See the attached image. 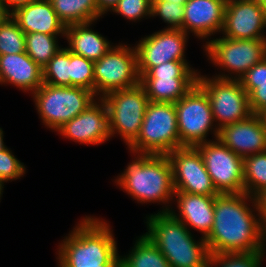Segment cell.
Instances as JSON below:
<instances>
[{
    "label": "cell",
    "mask_w": 266,
    "mask_h": 267,
    "mask_svg": "<svg viewBox=\"0 0 266 267\" xmlns=\"http://www.w3.org/2000/svg\"><path fill=\"white\" fill-rule=\"evenodd\" d=\"M205 241L210 255L266 251V233L256 197L245 192L218 194L213 227Z\"/></svg>",
    "instance_id": "6da1fadb"
},
{
    "label": "cell",
    "mask_w": 266,
    "mask_h": 267,
    "mask_svg": "<svg viewBox=\"0 0 266 267\" xmlns=\"http://www.w3.org/2000/svg\"><path fill=\"white\" fill-rule=\"evenodd\" d=\"M132 154L134 159L117 176L116 185L138 203H163L158 212H169L175 189L167 155Z\"/></svg>",
    "instance_id": "7a4b0ae2"
},
{
    "label": "cell",
    "mask_w": 266,
    "mask_h": 267,
    "mask_svg": "<svg viewBox=\"0 0 266 267\" xmlns=\"http://www.w3.org/2000/svg\"><path fill=\"white\" fill-rule=\"evenodd\" d=\"M59 243L58 267H101L117 253V241L110 224L95 216H85Z\"/></svg>",
    "instance_id": "3957f363"
},
{
    "label": "cell",
    "mask_w": 266,
    "mask_h": 267,
    "mask_svg": "<svg viewBox=\"0 0 266 267\" xmlns=\"http://www.w3.org/2000/svg\"><path fill=\"white\" fill-rule=\"evenodd\" d=\"M147 216L145 235L172 267H207L210 253L204 238L196 241L191 230L170 212Z\"/></svg>",
    "instance_id": "277c9868"
},
{
    "label": "cell",
    "mask_w": 266,
    "mask_h": 267,
    "mask_svg": "<svg viewBox=\"0 0 266 267\" xmlns=\"http://www.w3.org/2000/svg\"><path fill=\"white\" fill-rule=\"evenodd\" d=\"M127 148L130 153L152 155L181 148L175 104L149 101L139 135Z\"/></svg>",
    "instance_id": "5b68a950"
},
{
    "label": "cell",
    "mask_w": 266,
    "mask_h": 267,
    "mask_svg": "<svg viewBox=\"0 0 266 267\" xmlns=\"http://www.w3.org/2000/svg\"><path fill=\"white\" fill-rule=\"evenodd\" d=\"M32 97L43 125L54 132L98 99L93 91L83 87L52 86L46 83Z\"/></svg>",
    "instance_id": "8992f818"
},
{
    "label": "cell",
    "mask_w": 266,
    "mask_h": 267,
    "mask_svg": "<svg viewBox=\"0 0 266 267\" xmlns=\"http://www.w3.org/2000/svg\"><path fill=\"white\" fill-rule=\"evenodd\" d=\"M211 63L220 68L214 77L240 80L255 64L266 57V39H231L224 36L203 43ZM223 70L224 72L221 73ZM225 72H227L225 74Z\"/></svg>",
    "instance_id": "52a82bcc"
},
{
    "label": "cell",
    "mask_w": 266,
    "mask_h": 267,
    "mask_svg": "<svg viewBox=\"0 0 266 267\" xmlns=\"http://www.w3.org/2000/svg\"><path fill=\"white\" fill-rule=\"evenodd\" d=\"M174 104L181 148L211 141L206 139L209 132L213 133L214 140L218 139L219 129L214 125L208 96L197 84Z\"/></svg>",
    "instance_id": "ba28073f"
},
{
    "label": "cell",
    "mask_w": 266,
    "mask_h": 267,
    "mask_svg": "<svg viewBox=\"0 0 266 267\" xmlns=\"http://www.w3.org/2000/svg\"><path fill=\"white\" fill-rule=\"evenodd\" d=\"M102 100L109 114L111 138L119 134L127 147L138 137L149 103L141 84L108 93Z\"/></svg>",
    "instance_id": "9c48e42d"
},
{
    "label": "cell",
    "mask_w": 266,
    "mask_h": 267,
    "mask_svg": "<svg viewBox=\"0 0 266 267\" xmlns=\"http://www.w3.org/2000/svg\"><path fill=\"white\" fill-rule=\"evenodd\" d=\"M94 94L102 98L110 92L140 84L135 47L119 43L94 61Z\"/></svg>",
    "instance_id": "30bf717a"
},
{
    "label": "cell",
    "mask_w": 266,
    "mask_h": 267,
    "mask_svg": "<svg viewBox=\"0 0 266 267\" xmlns=\"http://www.w3.org/2000/svg\"><path fill=\"white\" fill-rule=\"evenodd\" d=\"M196 84L208 96L218 129L252 115L248 94L242 88L239 80L209 77L201 75L199 72Z\"/></svg>",
    "instance_id": "8fae6325"
},
{
    "label": "cell",
    "mask_w": 266,
    "mask_h": 267,
    "mask_svg": "<svg viewBox=\"0 0 266 267\" xmlns=\"http://www.w3.org/2000/svg\"><path fill=\"white\" fill-rule=\"evenodd\" d=\"M188 61H168L140 76L149 101L175 103L197 82L199 71Z\"/></svg>",
    "instance_id": "7c38bea8"
},
{
    "label": "cell",
    "mask_w": 266,
    "mask_h": 267,
    "mask_svg": "<svg viewBox=\"0 0 266 267\" xmlns=\"http://www.w3.org/2000/svg\"><path fill=\"white\" fill-rule=\"evenodd\" d=\"M200 152L206 170L219 194L244 192L243 158L235 154L219 139L201 143Z\"/></svg>",
    "instance_id": "4fadbf2b"
},
{
    "label": "cell",
    "mask_w": 266,
    "mask_h": 267,
    "mask_svg": "<svg viewBox=\"0 0 266 267\" xmlns=\"http://www.w3.org/2000/svg\"><path fill=\"white\" fill-rule=\"evenodd\" d=\"M189 35L181 29H162L135 44L138 72L141 76L152 67L168 61H187L185 49Z\"/></svg>",
    "instance_id": "5bb4252c"
},
{
    "label": "cell",
    "mask_w": 266,
    "mask_h": 267,
    "mask_svg": "<svg viewBox=\"0 0 266 267\" xmlns=\"http://www.w3.org/2000/svg\"><path fill=\"white\" fill-rule=\"evenodd\" d=\"M172 167L175 192L217 196L200 152L195 147H182L167 154Z\"/></svg>",
    "instance_id": "9a60e30c"
},
{
    "label": "cell",
    "mask_w": 266,
    "mask_h": 267,
    "mask_svg": "<svg viewBox=\"0 0 266 267\" xmlns=\"http://www.w3.org/2000/svg\"><path fill=\"white\" fill-rule=\"evenodd\" d=\"M265 8L253 0H227L222 35L231 39H266Z\"/></svg>",
    "instance_id": "2e32d148"
},
{
    "label": "cell",
    "mask_w": 266,
    "mask_h": 267,
    "mask_svg": "<svg viewBox=\"0 0 266 267\" xmlns=\"http://www.w3.org/2000/svg\"><path fill=\"white\" fill-rule=\"evenodd\" d=\"M59 135L79 144L98 145L111 138L109 114L105 102L98 98L85 111L66 122Z\"/></svg>",
    "instance_id": "e0dca14e"
},
{
    "label": "cell",
    "mask_w": 266,
    "mask_h": 267,
    "mask_svg": "<svg viewBox=\"0 0 266 267\" xmlns=\"http://www.w3.org/2000/svg\"><path fill=\"white\" fill-rule=\"evenodd\" d=\"M227 0H188L184 4L182 30L209 42V37L221 33Z\"/></svg>",
    "instance_id": "ac0fdd59"
},
{
    "label": "cell",
    "mask_w": 266,
    "mask_h": 267,
    "mask_svg": "<svg viewBox=\"0 0 266 267\" xmlns=\"http://www.w3.org/2000/svg\"><path fill=\"white\" fill-rule=\"evenodd\" d=\"M218 139L242 158L266 151V130L257 114L223 126Z\"/></svg>",
    "instance_id": "d6986e66"
},
{
    "label": "cell",
    "mask_w": 266,
    "mask_h": 267,
    "mask_svg": "<svg viewBox=\"0 0 266 267\" xmlns=\"http://www.w3.org/2000/svg\"><path fill=\"white\" fill-rule=\"evenodd\" d=\"M178 212L174 209L169 212L177 219L182 221L189 230H197L206 238L214 223V204L216 196H205L184 192H175ZM190 227L192 229H190Z\"/></svg>",
    "instance_id": "ffe728a7"
},
{
    "label": "cell",
    "mask_w": 266,
    "mask_h": 267,
    "mask_svg": "<svg viewBox=\"0 0 266 267\" xmlns=\"http://www.w3.org/2000/svg\"><path fill=\"white\" fill-rule=\"evenodd\" d=\"M0 84H12L32 95L43 84L42 68L26 52L1 55Z\"/></svg>",
    "instance_id": "44dd1931"
},
{
    "label": "cell",
    "mask_w": 266,
    "mask_h": 267,
    "mask_svg": "<svg viewBox=\"0 0 266 267\" xmlns=\"http://www.w3.org/2000/svg\"><path fill=\"white\" fill-rule=\"evenodd\" d=\"M10 15L25 34L65 35L66 26L58 18L50 0L32 2Z\"/></svg>",
    "instance_id": "7402d4cb"
},
{
    "label": "cell",
    "mask_w": 266,
    "mask_h": 267,
    "mask_svg": "<svg viewBox=\"0 0 266 267\" xmlns=\"http://www.w3.org/2000/svg\"><path fill=\"white\" fill-rule=\"evenodd\" d=\"M93 23L95 22L69 25L65 28L64 37L68 41L69 46L66 48L70 52L97 61L112 48L113 43L92 30Z\"/></svg>",
    "instance_id": "603a6c76"
},
{
    "label": "cell",
    "mask_w": 266,
    "mask_h": 267,
    "mask_svg": "<svg viewBox=\"0 0 266 267\" xmlns=\"http://www.w3.org/2000/svg\"><path fill=\"white\" fill-rule=\"evenodd\" d=\"M60 21L67 27L73 24L97 22L103 16L96 0H50Z\"/></svg>",
    "instance_id": "cb8c5ba5"
},
{
    "label": "cell",
    "mask_w": 266,
    "mask_h": 267,
    "mask_svg": "<svg viewBox=\"0 0 266 267\" xmlns=\"http://www.w3.org/2000/svg\"><path fill=\"white\" fill-rule=\"evenodd\" d=\"M136 239L131 251L121 256L122 267H172L145 234Z\"/></svg>",
    "instance_id": "d4e9b609"
},
{
    "label": "cell",
    "mask_w": 266,
    "mask_h": 267,
    "mask_svg": "<svg viewBox=\"0 0 266 267\" xmlns=\"http://www.w3.org/2000/svg\"><path fill=\"white\" fill-rule=\"evenodd\" d=\"M44 33L25 34V52L40 67L44 68L49 60L59 51L58 37Z\"/></svg>",
    "instance_id": "484cf974"
},
{
    "label": "cell",
    "mask_w": 266,
    "mask_h": 267,
    "mask_svg": "<svg viewBox=\"0 0 266 267\" xmlns=\"http://www.w3.org/2000/svg\"><path fill=\"white\" fill-rule=\"evenodd\" d=\"M244 192L256 197L266 188V151L243 158Z\"/></svg>",
    "instance_id": "4316f807"
},
{
    "label": "cell",
    "mask_w": 266,
    "mask_h": 267,
    "mask_svg": "<svg viewBox=\"0 0 266 267\" xmlns=\"http://www.w3.org/2000/svg\"><path fill=\"white\" fill-rule=\"evenodd\" d=\"M42 71L43 83L70 86V51L66 47H61Z\"/></svg>",
    "instance_id": "83f0119b"
},
{
    "label": "cell",
    "mask_w": 266,
    "mask_h": 267,
    "mask_svg": "<svg viewBox=\"0 0 266 267\" xmlns=\"http://www.w3.org/2000/svg\"><path fill=\"white\" fill-rule=\"evenodd\" d=\"M24 52L25 33L11 15H7L0 23V56Z\"/></svg>",
    "instance_id": "f1b7e54d"
},
{
    "label": "cell",
    "mask_w": 266,
    "mask_h": 267,
    "mask_svg": "<svg viewBox=\"0 0 266 267\" xmlns=\"http://www.w3.org/2000/svg\"><path fill=\"white\" fill-rule=\"evenodd\" d=\"M266 251L210 255L207 267H262Z\"/></svg>",
    "instance_id": "f546056e"
},
{
    "label": "cell",
    "mask_w": 266,
    "mask_h": 267,
    "mask_svg": "<svg viewBox=\"0 0 266 267\" xmlns=\"http://www.w3.org/2000/svg\"><path fill=\"white\" fill-rule=\"evenodd\" d=\"M94 61L70 52V86L94 92Z\"/></svg>",
    "instance_id": "4dcf8cb0"
},
{
    "label": "cell",
    "mask_w": 266,
    "mask_h": 267,
    "mask_svg": "<svg viewBox=\"0 0 266 267\" xmlns=\"http://www.w3.org/2000/svg\"><path fill=\"white\" fill-rule=\"evenodd\" d=\"M159 17L167 23L165 29H181L184 19V5L164 0H152L151 17Z\"/></svg>",
    "instance_id": "1f68e13d"
},
{
    "label": "cell",
    "mask_w": 266,
    "mask_h": 267,
    "mask_svg": "<svg viewBox=\"0 0 266 267\" xmlns=\"http://www.w3.org/2000/svg\"><path fill=\"white\" fill-rule=\"evenodd\" d=\"M152 0H119L112 12L136 22L151 17Z\"/></svg>",
    "instance_id": "d6a6232c"
},
{
    "label": "cell",
    "mask_w": 266,
    "mask_h": 267,
    "mask_svg": "<svg viewBox=\"0 0 266 267\" xmlns=\"http://www.w3.org/2000/svg\"><path fill=\"white\" fill-rule=\"evenodd\" d=\"M26 173V167L14 156L12 150L5 147L0 150V182L5 183L21 179Z\"/></svg>",
    "instance_id": "836d02e7"
},
{
    "label": "cell",
    "mask_w": 266,
    "mask_h": 267,
    "mask_svg": "<svg viewBox=\"0 0 266 267\" xmlns=\"http://www.w3.org/2000/svg\"><path fill=\"white\" fill-rule=\"evenodd\" d=\"M242 88L249 94L258 84L266 83V57L252 66L239 80Z\"/></svg>",
    "instance_id": "e575fe53"
},
{
    "label": "cell",
    "mask_w": 266,
    "mask_h": 267,
    "mask_svg": "<svg viewBox=\"0 0 266 267\" xmlns=\"http://www.w3.org/2000/svg\"><path fill=\"white\" fill-rule=\"evenodd\" d=\"M252 114H258L266 108V83L258 84L257 88L248 94Z\"/></svg>",
    "instance_id": "d590c367"
},
{
    "label": "cell",
    "mask_w": 266,
    "mask_h": 267,
    "mask_svg": "<svg viewBox=\"0 0 266 267\" xmlns=\"http://www.w3.org/2000/svg\"><path fill=\"white\" fill-rule=\"evenodd\" d=\"M39 0H0V6L10 15L16 9Z\"/></svg>",
    "instance_id": "8d00e7d4"
},
{
    "label": "cell",
    "mask_w": 266,
    "mask_h": 267,
    "mask_svg": "<svg viewBox=\"0 0 266 267\" xmlns=\"http://www.w3.org/2000/svg\"><path fill=\"white\" fill-rule=\"evenodd\" d=\"M263 228L266 233V188L256 196Z\"/></svg>",
    "instance_id": "74e56055"
},
{
    "label": "cell",
    "mask_w": 266,
    "mask_h": 267,
    "mask_svg": "<svg viewBox=\"0 0 266 267\" xmlns=\"http://www.w3.org/2000/svg\"><path fill=\"white\" fill-rule=\"evenodd\" d=\"M119 0H96L98 12L103 16L117 6Z\"/></svg>",
    "instance_id": "f35d334b"
},
{
    "label": "cell",
    "mask_w": 266,
    "mask_h": 267,
    "mask_svg": "<svg viewBox=\"0 0 266 267\" xmlns=\"http://www.w3.org/2000/svg\"><path fill=\"white\" fill-rule=\"evenodd\" d=\"M101 267H122L121 256L117 253L108 263L101 265Z\"/></svg>",
    "instance_id": "ab89813d"
},
{
    "label": "cell",
    "mask_w": 266,
    "mask_h": 267,
    "mask_svg": "<svg viewBox=\"0 0 266 267\" xmlns=\"http://www.w3.org/2000/svg\"><path fill=\"white\" fill-rule=\"evenodd\" d=\"M257 115L260 117L261 122L263 123V126L266 130V108L259 112Z\"/></svg>",
    "instance_id": "60d3db41"
},
{
    "label": "cell",
    "mask_w": 266,
    "mask_h": 267,
    "mask_svg": "<svg viewBox=\"0 0 266 267\" xmlns=\"http://www.w3.org/2000/svg\"><path fill=\"white\" fill-rule=\"evenodd\" d=\"M4 131L2 130V128L0 127V150H3L6 145L4 144V141H3V136H4Z\"/></svg>",
    "instance_id": "b9f144b4"
},
{
    "label": "cell",
    "mask_w": 266,
    "mask_h": 267,
    "mask_svg": "<svg viewBox=\"0 0 266 267\" xmlns=\"http://www.w3.org/2000/svg\"><path fill=\"white\" fill-rule=\"evenodd\" d=\"M164 1H169V3H173V4H182V5H184L188 0H164Z\"/></svg>",
    "instance_id": "7bdbcfd3"
},
{
    "label": "cell",
    "mask_w": 266,
    "mask_h": 267,
    "mask_svg": "<svg viewBox=\"0 0 266 267\" xmlns=\"http://www.w3.org/2000/svg\"><path fill=\"white\" fill-rule=\"evenodd\" d=\"M8 14L3 10V8L0 6V23L3 21V19L7 16Z\"/></svg>",
    "instance_id": "ee69618b"
},
{
    "label": "cell",
    "mask_w": 266,
    "mask_h": 267,
    "mask_svg": "<svg viewBox=\"0 0 266 267\" xmlns=\"http://www.w3.org/2000/svg\"><path fill=\"white\" fill-rule=\"evenodd\" d=\"M256 1L259 5L265 6L266 5V0H253Z\"/></svg>",
    "instance_id": "f6af8a7d"
},
{
    "label": "cell",
    "mask_w": 266,
    "mask_h": 267,
    "mask_svg": "<svg viewBox=\"0 0 266 267\" xmlns=\"http://www.w3.org/2000/svg\"><path fill=\"white\" fill-rule=\"evenodd\" d=\"M4 183L0 182V200H1V196L3 195V188H4Z\"/></svg>",
    "instance_id": "bcb514c9"
}]
</instances>
